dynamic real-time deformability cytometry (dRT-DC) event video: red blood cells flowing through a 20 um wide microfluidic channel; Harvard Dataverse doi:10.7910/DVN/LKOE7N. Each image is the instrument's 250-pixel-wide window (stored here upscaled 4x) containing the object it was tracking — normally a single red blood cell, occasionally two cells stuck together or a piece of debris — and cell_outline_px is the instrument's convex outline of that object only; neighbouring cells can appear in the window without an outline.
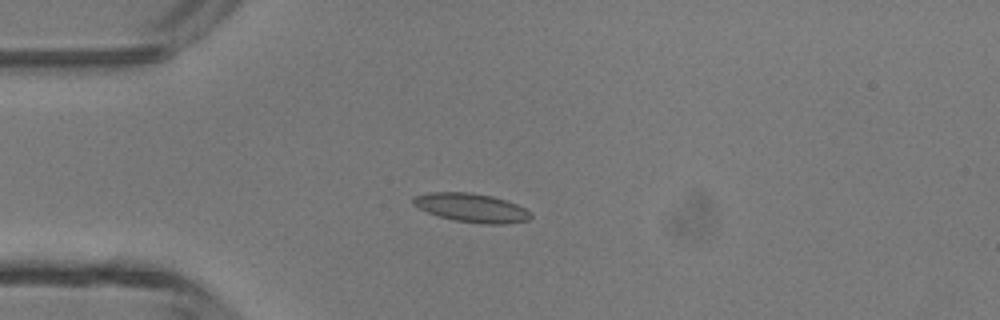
{"species": "common noctule bat (a hibernating species)", "species_latin": "Nyctalus noctula", "temperature_condition": "room temperature", "stored_images_in_passage": 36, "camera_frame_rate_fps": 3000, "um_per_image_px": 0.085, "animal": {"sex": "male", "body_mass_g": 13.3}, "frame": {"image": 1, "passage_image": 1, "time_ms": 0.0, "image_size_px": [1000, 320], "cell_outline_px": [[532, 216], [528, 220], [504, 224], [480, 224], [452, 220], [428, 212], [412, 204], [412, 200], [416, 196], [432, 192], [468, 192], [492, 196], [516, 204], [532, 212]], "centroid_in_image_um": [40.1, 17.67], "position_along_channel_um": 44.9, "area_um2": 19.59}}
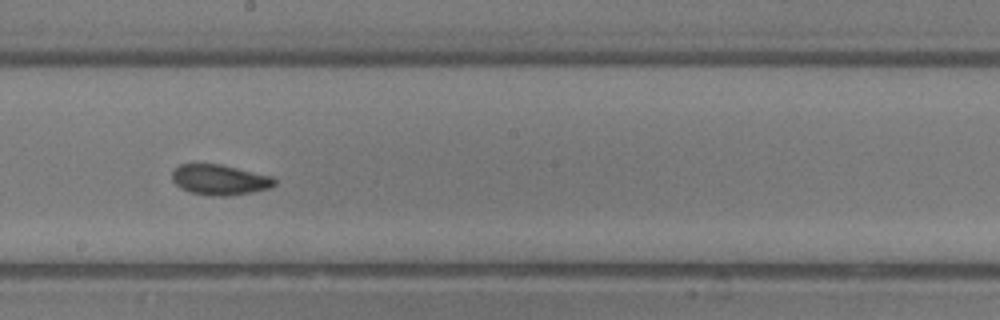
{"frame": {"image": 2, "passage_image": 15, "time_ms": 4.667, "image_size_px": [1000, 320], "cell_outline_px": [[276, 184], [268, 188], [252, 192], [228, 196], [208, 196], [188, 192], [180, 188], [172, 180], [172, 172], [180, 164], [220, 164], [272, 176], [276, 180]], "centroid_in_image_um": [18.66, 15.29], "position_along_channel_um": 229.5, "area_um2": 18.21}}
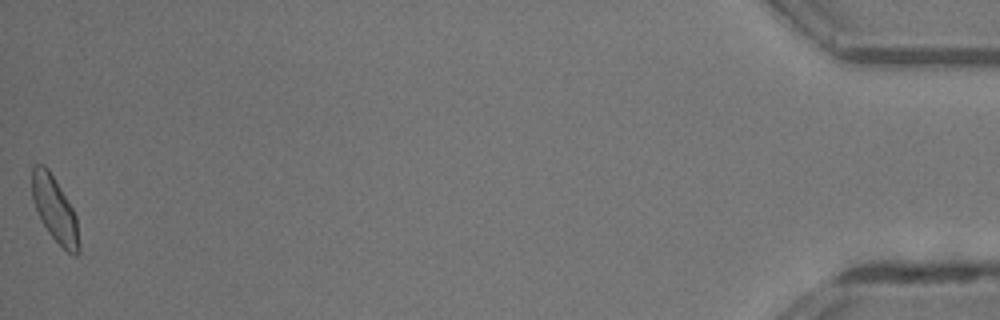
{"frame": {"image": 3, "passage_image": 36, "time_ms": 11.667, "image_size_px": [1000, 320], "cell_outline_px": [[80, 252], [76, 256], [72, 256], [48, 232], [40, 220], [32, 200], [32, 168], [36, 164], [44, 164], [48, 168], [72, 208], [76, 216], [80, 244]], "centroid_in_image_um": [4.65, 17.82], "position_along_channel_um": 430.5, "area_um2": 17.8}, "authors_computed_cell_mechanics": {"area_um2": 17.8024, "velocity_mm_per_s": 4.3447, "shape_relaxation_time_tau1_ms": 8.2129, "shape_relaxation_time_tau2_ms": 1.9037, "deformation_change_tau1": 0.1618, "deformation_change_tau2": 0.0644}}